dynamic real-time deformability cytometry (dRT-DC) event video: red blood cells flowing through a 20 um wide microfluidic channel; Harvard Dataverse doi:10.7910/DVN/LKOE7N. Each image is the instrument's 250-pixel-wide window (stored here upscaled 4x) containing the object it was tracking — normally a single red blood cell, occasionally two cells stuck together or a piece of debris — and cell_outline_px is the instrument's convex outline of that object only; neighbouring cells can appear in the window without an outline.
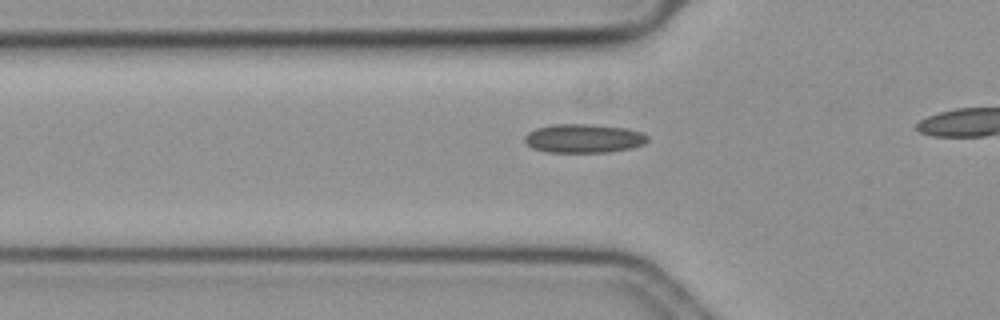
{"species": "common noctule bat (a hibernating species)", "species_latin": "Nyctalus noctula", "temperature_condition": "cold", "stored_images_in_passage": 26, "camera_frame_rate_fps": 3000, "um_per_image_px": 0.085, "animal": {"sex": "female", "body_mass_g": 19.3, "forearm_length_mm": 54.1}, "frame": {"image": 1, "passage_image": 13, "time_ms": 4.0, "image_size_px": [1000, 320], "cell_outline_px": [[648, 140], [644, 144], [632, 148], [608, 152], [548, 152], [532, 148], [524, 140], [524, 136], [528, 132], [536, 128], [552, 124], [596, 124], [628, 128], [640, 132], [648, 136]], "centroid_in_image_um": [49.62, 11.75], "position_along_channel_um": 76.2, "area_um2": 20.81}}
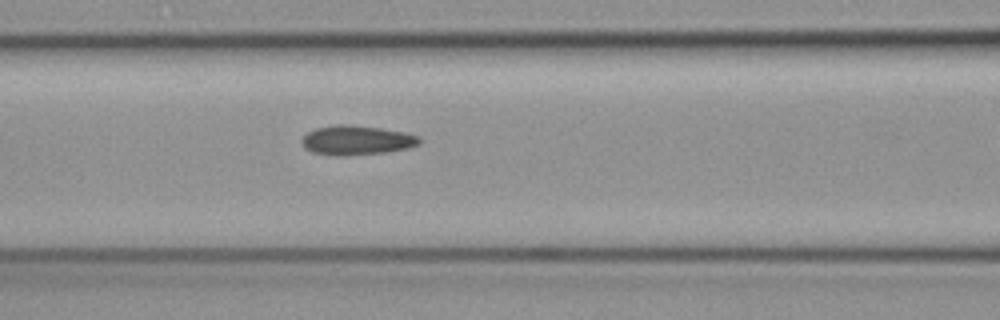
{"frame": {"image": 2, "passage_image": 18, "time_ms": 5.667, "image_size_px": [1000, 320], "cell_outline_px": [[420, 144], [408, 148], [384, 152], [312, 152], [304, 148], [300, 140], [308, 132], [316, 128], [336, 124], [348, 124], [380, 128], [404, 132], [420, 136]], "centroid_in_image_um": [30.35, 11.85], "position_along_channel_um": 136.2, "area_um2": 19.07}}
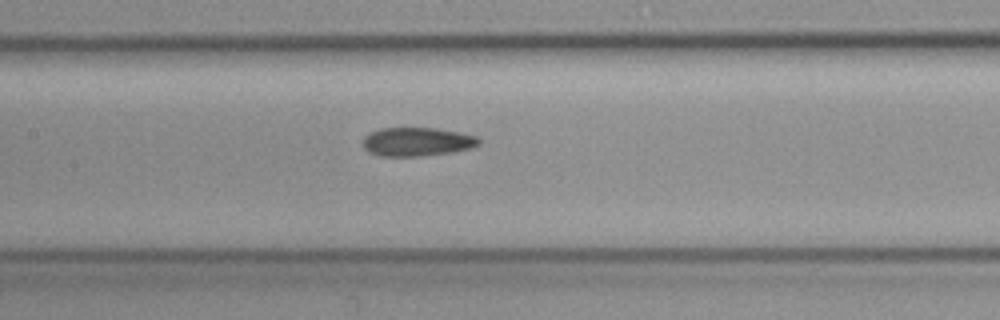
{"frame": {"image": 3, "passage_image": 21, "time_ms": 6.667, "image_size_px": [1000, 320], "cell_outline_px": [[480, 144], [468, 148], [448, 152], [416, 156], [384, 156], [368, 152], [364, 148], [364, 136], [380, 128], [436, 128], [460, 132], [476, 136], [480, 140]], "centroid_in_image_um": [35.43, 12.03], "position_along_channel_um": 172.0, "area_um2": 19.07}}